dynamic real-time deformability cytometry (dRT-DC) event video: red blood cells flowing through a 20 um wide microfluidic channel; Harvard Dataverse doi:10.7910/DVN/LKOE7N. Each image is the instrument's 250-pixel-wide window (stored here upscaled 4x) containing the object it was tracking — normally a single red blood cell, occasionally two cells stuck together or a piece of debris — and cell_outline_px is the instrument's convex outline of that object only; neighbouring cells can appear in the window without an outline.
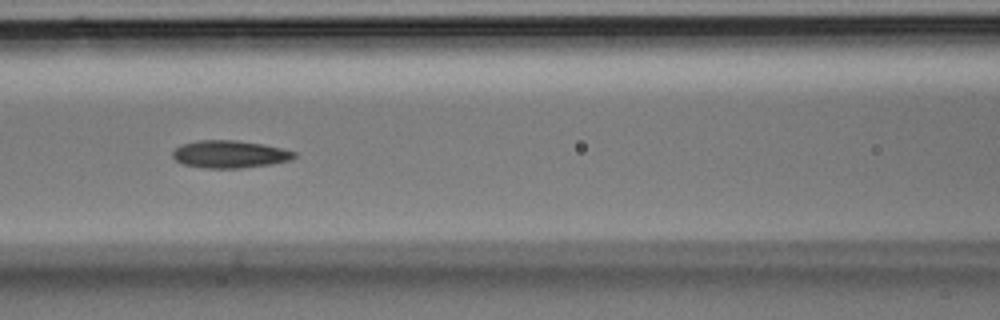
{"species": "Egyptian fruit bat (a non-hibernating species)", "species_latin": "Rousettus aegyptiacus", "temperature_condition": "room temperature", "stored_images_in_passage": 11, "camera_frame_rate_fps": 3000, "um_per_image_px": 0.085, "animal": {"sex": "male"}, "frame": {"image": 1, "passage_image": 7, "time_ms": 2.0, "image_size_px": [1000, 320], "cell_outline_px": [[296, 156], [288, 160], [268, 164], [240, 168], [204, 168], [184, 164], [176, 160], [172, 156], [172, 152], [180, 144], [196, 140], [236, 140], [264, 144], [296, 152]], "centroid_in_image_um": [19.48, 13.09], "position_along_channel_um": 147.1, "area_um2": 19.36}}